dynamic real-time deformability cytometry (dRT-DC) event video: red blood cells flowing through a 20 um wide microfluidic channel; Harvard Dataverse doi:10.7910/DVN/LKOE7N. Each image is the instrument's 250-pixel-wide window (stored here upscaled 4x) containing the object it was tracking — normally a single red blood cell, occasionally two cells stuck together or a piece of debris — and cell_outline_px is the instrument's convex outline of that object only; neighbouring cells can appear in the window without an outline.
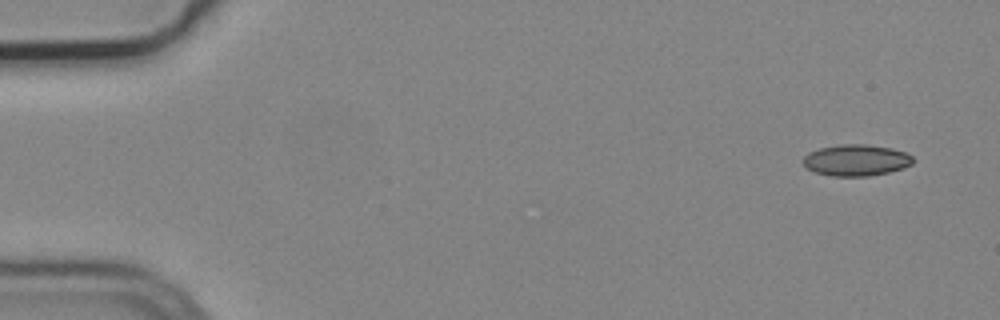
{"species": "common noctule bat (a hibernating species)", "species_latin": "Nyctalus noctula", "temperature_condition": "cold", "stored_images_in_passage": 6, "camera_frame_rate_fps": 3000, "um_per_image_px": 0.085, "animal": {"sex": "male", "body_mass_g": 19.2, "forearm_length_mm": 51.8}, "frame": {"image": 1, "passage_image": 1, "time_ms": 0.0, "image_size_px": [1000, 320], "cell_outline_px": [[912, 164], [904, 168], [888, 172], [868, 176], [832, 176], [816, 172], [808, 168], [804, 164], [804, 156], [808, 152], [820, 148], [840, 144], [868, 144], [892, 148], [904, 152], [912, 156]], "centroid_in_image_um": [72.78, 13.61], "position_along_channel_um": 12.2, "area_um2": 20.0}}
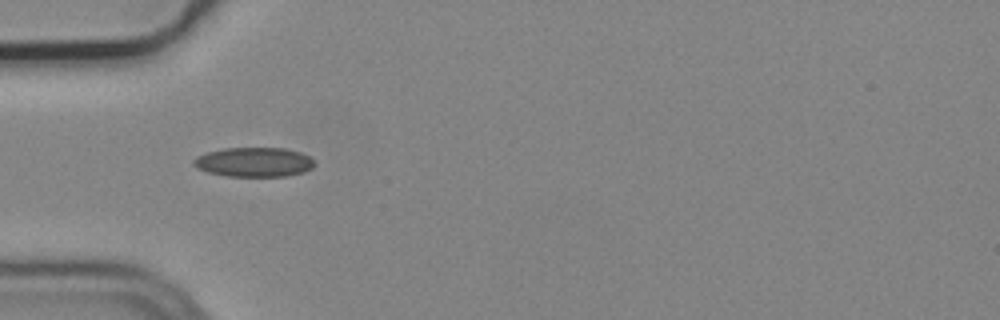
{"frame": {"image": 2, "passage_image": 5, "time_ms": 1.333, "image_size_px": [1000, 320], "cell_outline_px": [[316, 164], [312, 168], [304, 172], [288, 176], [228, 176], [208, 172], [196, 168], [192, 164], [192, 160], [196, 156], [208, 152], [224, 148], [284, 148], [300, 152], [308, 156]], "centroid_in_image_um": [21.57, 13.78], "position_along_channel_um": 63.4, "area_um2": 20.81}}
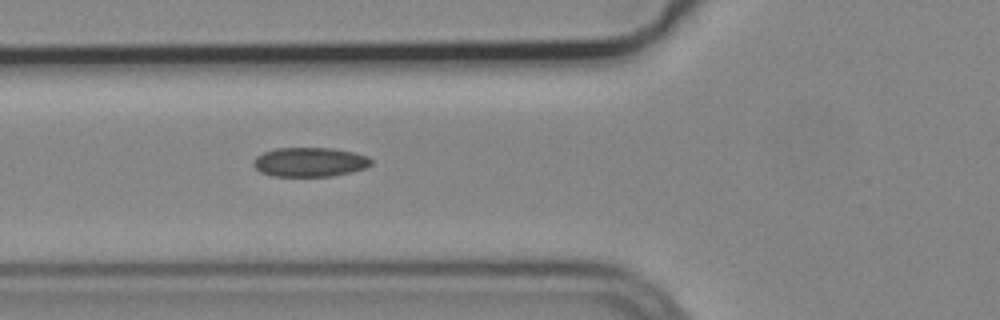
{"frame": {"image": 3, "passage_image": 6, "time_ms": 1.667, "image_size_px": [1000, 320], "cell_outline_px": [[372, 164], [364, 168], [352, 172], [332, 176], [272, 176], [260, 172], [252, 164], [256, 156], [264, 152], [276, 148], [332, 148], [356, 152], [368, 156], [372, 160]], "centroid_in_image_um": [26.35, 13.77], "position_along_channel_um": 99.5, "area_um2": 20.23}}